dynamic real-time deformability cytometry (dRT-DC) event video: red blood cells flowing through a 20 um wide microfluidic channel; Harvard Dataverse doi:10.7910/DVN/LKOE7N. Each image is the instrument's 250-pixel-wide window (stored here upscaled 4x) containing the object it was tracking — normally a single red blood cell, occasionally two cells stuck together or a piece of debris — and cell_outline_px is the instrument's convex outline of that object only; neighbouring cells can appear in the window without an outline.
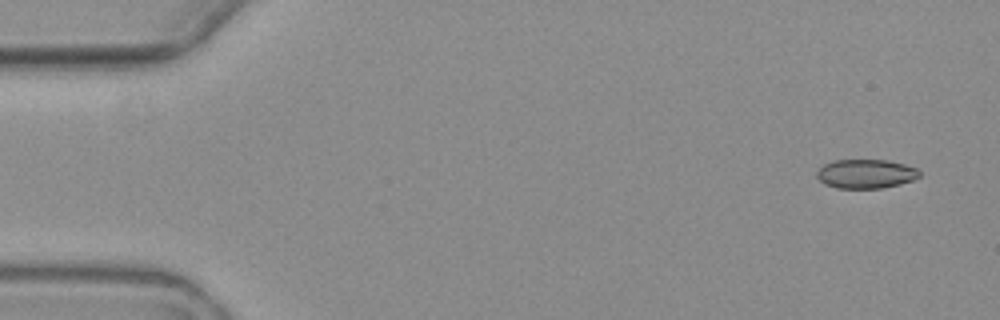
{"species": "common noctule bat (a hibernating species)", "species_latin": "Nyctalus noctula", "temperature_condition": "warm", "stored_images_in_passage": 4, "camera_frame_rate_fps": 3000, "um_per_image_px": 0.085, "animal": {"sex": "female", "body_mass_g": 19.3, "forearm_length_mm": 54.1}, "frame": {"image": 1, "passage_image": 1, "time_ms": 0.0, "image_size_px": [1000, 320], "cell_outline_px": [[920, 176], [912, 180], [900, 184], [880, 188], [836, 188], [824, 184], [816, 176], [816, 172], [824, 164], [832, 160], [888, 160], [904, 164], [916, 168], [920, 172]], "centroid_in_image_um": [73.57, 14.77], "position_along_channel_um": 11.4, "area_um2": 17.4}}